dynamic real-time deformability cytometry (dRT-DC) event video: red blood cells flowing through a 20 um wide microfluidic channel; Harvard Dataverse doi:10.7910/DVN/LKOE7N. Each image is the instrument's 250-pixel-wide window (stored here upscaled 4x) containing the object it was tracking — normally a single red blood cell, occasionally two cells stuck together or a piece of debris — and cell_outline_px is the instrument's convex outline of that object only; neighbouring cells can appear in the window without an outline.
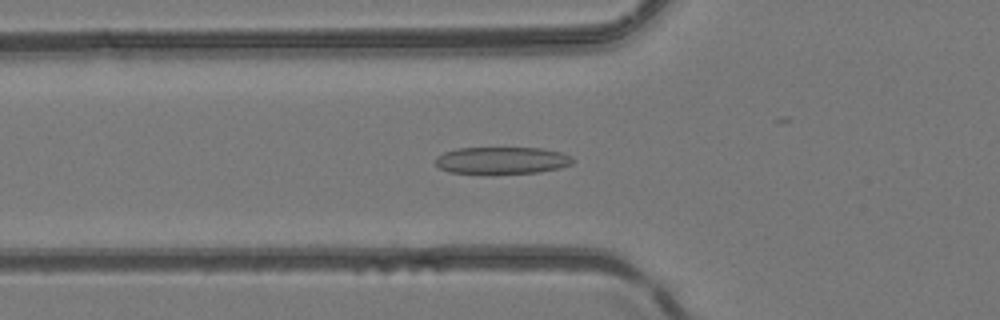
{"species": "common noctule bat (a hibernating species)", "species_latin": "Nyctalus noctula", "temperature_condition": "room temperature", "stored_images_in_passage": 41, "camera_frame_rate_fps": 3000, "um_per_image_px": 0.085, "animal": {"sex": "female", "body_mass_g": 24.6, "forearm_length_mm": 56.2}, "frame": {"image": 1, "passage_image": 10, "time_ms": 3.0, "image_size_px": [1000, 320], "cell_outline_px": [[572, 164], [560, 168], [536, 172], [448, 172], [440, 168], [436, 164], [436, 156], [444, 152], [456, 148], [540, 148], [560, 152], [568, 156], [572, 160]], "centroid_in_image_um": [42.63, 13.61], "position_along_channel_um": 83.2, "area_um2": 20.98}}
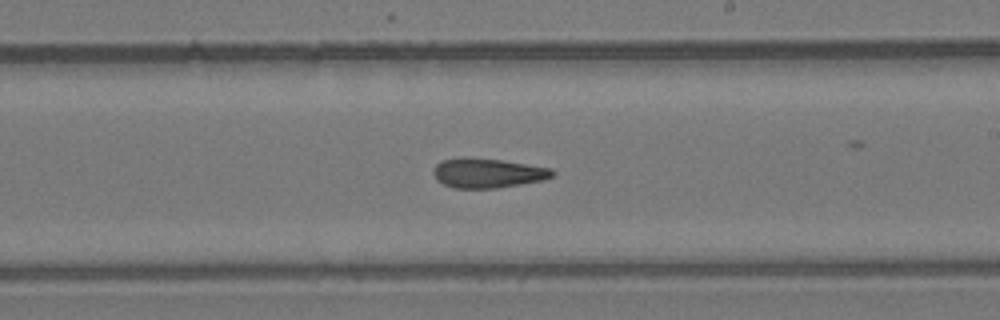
{"frame": {"image": 2, "passage_image": 21, "time_ms": 6.667, "image_size_px": [1000, 320], "cell_outline_px": [[556, 172], [552, 176], [544, 180], [496, 188], [456, 188], [444, 184], [436, 180], [432, 172], [436, 164], [440, 160], [464, 156], [500, 160], [552, 168]], "centroid_in_image_um": [41.42, 14.69], "position_along_channel_um": 247.6, "area_um2": 20.63}}
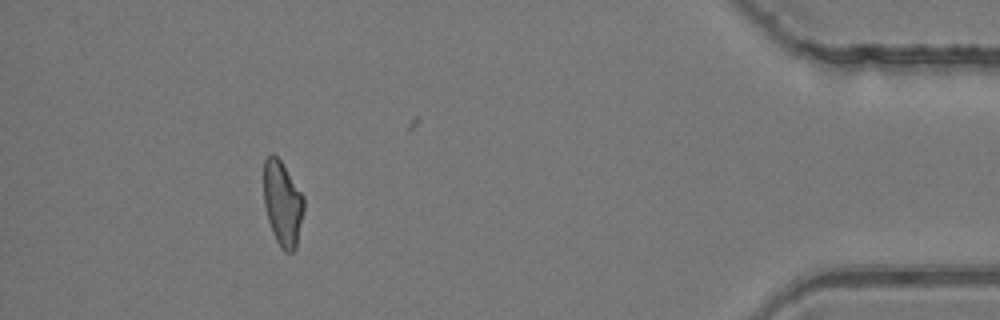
{"frame": {"image": 3, "passage_image": 36, "time_ms": 11.667, "image_size_px": [1000, 320], "cell_outline_px": [[304, 208], [296, 248], [292, 252], [284, 252], [280, 248], [272, 232], [268, 220], [264, 204], [264, 160], [272, 152], [280, 160], [304, 196]], "centroid_in_image_um": [24.01, 17.31], "position_along_channel_um": 411.2, "area_um2": 19.83}}